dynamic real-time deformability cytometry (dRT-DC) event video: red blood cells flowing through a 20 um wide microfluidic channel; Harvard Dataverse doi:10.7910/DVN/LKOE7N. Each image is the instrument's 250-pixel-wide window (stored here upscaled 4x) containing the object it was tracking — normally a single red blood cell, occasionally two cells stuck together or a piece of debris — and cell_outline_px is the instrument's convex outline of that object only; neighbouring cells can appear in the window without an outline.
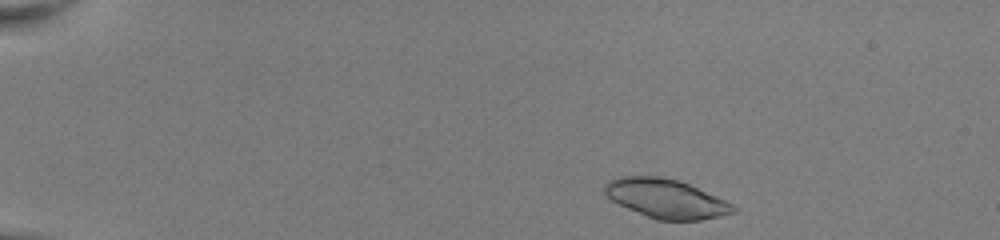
{"species": "common noctule bat (a hibernating species)", "species_latin": "Nyctalus noctula", "temperature_condition": "room temperature", "stored_images_in_passage": 44, "camera_frame_rate_fps": 3000, "um_per_image_px": 0.085, "animal": {"sex": "female", "body_mass_g": 22.0, "forearm_length_mm": 56.7}, "frame": {"image": 1, "passage_image": 2, "time_ms": 0.333, "image_size_px": [1000, 240], "cell_outline_px": [[736, 212], [720, 216], [700, 220], [656, 220], [628, 208], [612, 200], [604, 192], [604, 184], [608, 180], [620, 176], [660, 176], [680, 180], [724, 200], [732, 204], [736, 208]], "centroid_in_image_um": [56.59, 16.87], "position_along_channel_um": 28.4, "area_um2": 29.07}}